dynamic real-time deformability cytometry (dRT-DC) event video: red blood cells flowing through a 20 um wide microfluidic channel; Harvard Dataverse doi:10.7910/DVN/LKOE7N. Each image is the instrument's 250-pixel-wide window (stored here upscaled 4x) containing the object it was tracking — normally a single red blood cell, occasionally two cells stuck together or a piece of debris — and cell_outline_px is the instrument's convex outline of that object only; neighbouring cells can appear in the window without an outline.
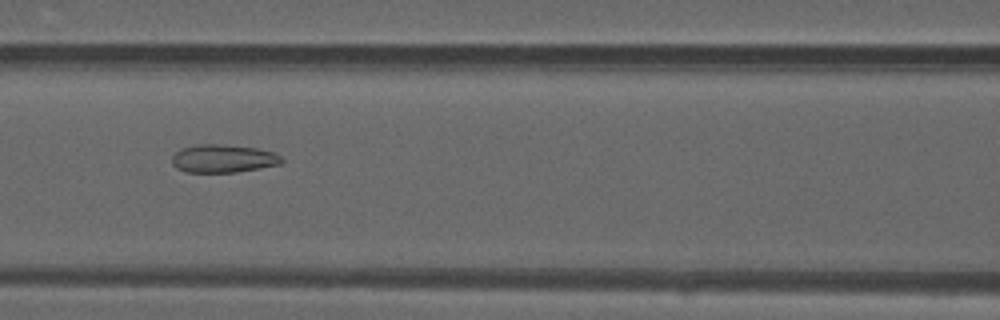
{"species": "common noctule bat (a hibernating species)", "species_latin": "Nyctalus noctula", "temperature_condition": "warm", "stored_images_in_passage": 49, "camera_frame_rate_fps": 3000, "um_per_image_px": 0.085, "animal": {"sex": "male", "forearm_length_mm": 52.5}, "frame": {"image": 1, "passage_image": 22, "time_ms": 7.0, "image_size_px": [1000, 320], "cell_outline_px": [[284, 160], [280, 164], [260, 168], [236, 172], [188, 172], [176, 168], [172, 164], [172, 156], [180, 148], [200, 144], [216, 144], [256, 148], [272, 152], [280, 156]], "centroid_in_image_um": [18.94, 13.48], "position_along_channel_um": 147.7, "area_um2": 17.8}}
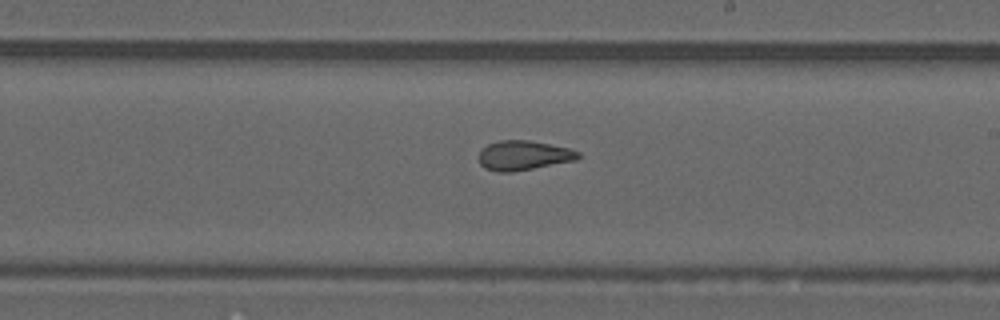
{"frame": {"image": 2, "passage_image": 29, "time_ms": 9.333, "image_size_px": [1000, 320], "cell_outline_px": [[580, 156], [576, 160], [512, 172], [496, 172], [484, 168], [480, 164], [480, 152], [488, 144], [500, 140], [528, 140], [568, 148], [580, 152]], "centroid_in_image_um": [44.49, 13.22], "position_along_channel_um": 244.5, "area_um2": 16.94}}
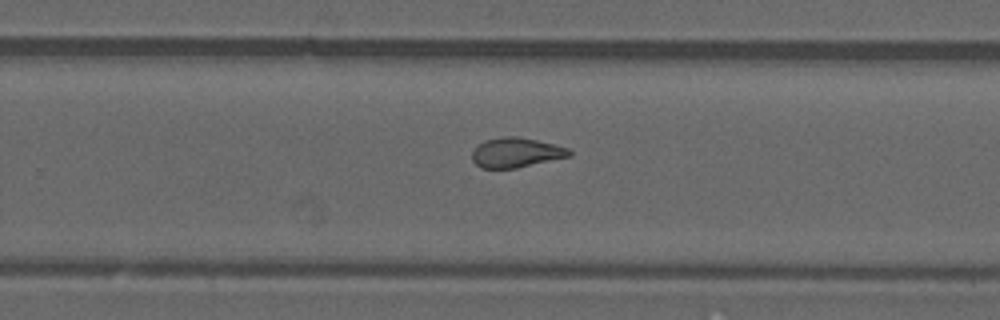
{"frame": {"image": 3, "passage_image": 32, "time_ms": 10.333, "image_size_px": [1000, 320], "cell_outline_px": [[572, 156], [516, 168], [480, 168], [472, 160], [472, 152], [476, 144], [484, 140], [500, 136], [516, 136], [536, 140], [568, 148], [572, 152]], "centroid_in_image_um": [43.83, 12.96], "position_along_channel_um": 286.0, "area_um2": 16.99}, "authors_computed_cell_mechanics": {"area_um2": 18.4382, "velocity_mm_per_s": 4.1669, "shape_relaxation_time_tau1_ms": null, "shape_relaxation_time_tau2_ms": 2.0575, "deformation_change_tau1": null, "deformation_change_tau2": 0.1078}}